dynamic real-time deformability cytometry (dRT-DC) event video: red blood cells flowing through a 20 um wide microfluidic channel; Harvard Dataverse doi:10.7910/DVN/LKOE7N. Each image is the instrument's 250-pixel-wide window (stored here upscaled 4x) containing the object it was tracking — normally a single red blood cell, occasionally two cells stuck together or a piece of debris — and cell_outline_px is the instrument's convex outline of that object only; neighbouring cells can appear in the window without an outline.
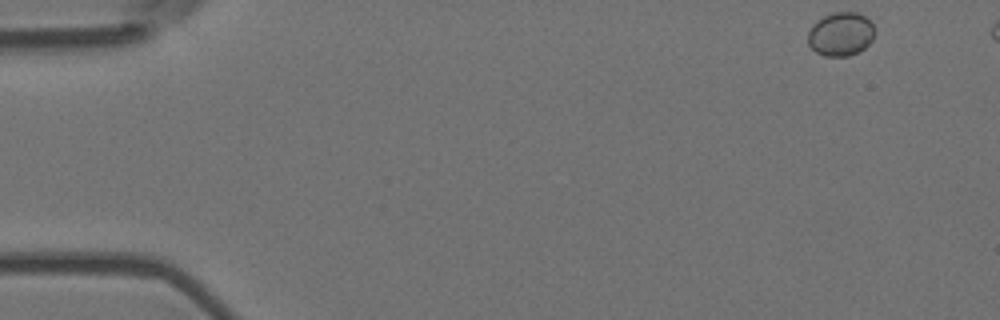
{"species": "Egyptian fruit bat (a non-hibernating species)", "species_latin": "Rousettus aegyptiacus", "temperature_condition": "room temperature", "stored_images_in_passage": 49, "camera_frame_rate_fps": 3000, "um_per_image_px": 0.085, "animal": {"sex": "female"}, "frame": {"image": 1, "passage_image": 1, "time_ms": 0.0, "image_size_px": [1000, 320], "cell_outline_px": [[876, 32], [872, 40], [860, 52], [848, 56], [824, 56], [816, 52], [808, 44], [808, 32], [812, 24], [816, 20], [832, 12], [856, 12], [864, 16], [872, 24]], "centroid_in_image_um": [71.46, 2.9], "position_along_channel_um": 13.5, "area_um2": 17.17}}
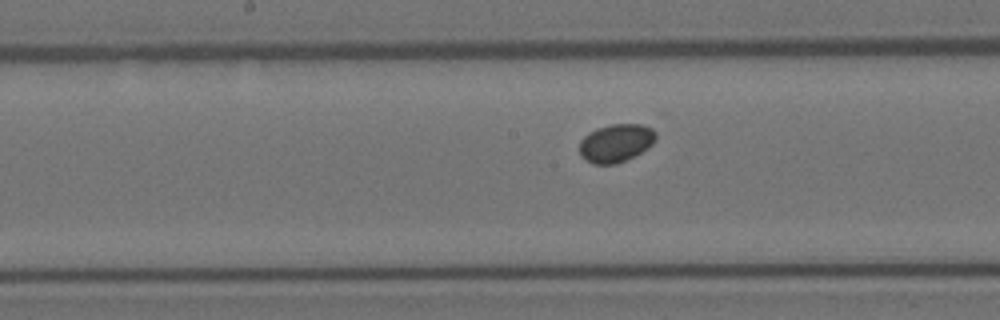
{"frame": {"image": 2, "passage_image": 26, "time_ms": 8.333, "image_size_px": [1000, 320], "cell_outline_px": [[656, 140], [648, 148], [616, 164], [592, 164], [580, 156], [580, 140], [588, 132], [596, 128], [612, 124], [644, 124], [652, 128], [656, 132]], "centroid_in_image_um": [52.35, 12.14], "position_along_channel_um": 195.9, "area_um2": 17.05}}
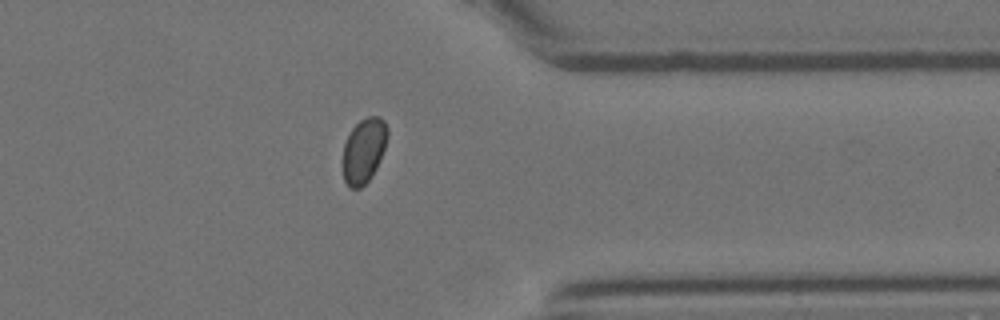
{"frame": {"image": 3, "passage_image": 42, "time_ms": 13.667, "image_size_px": [1000, 320], "cell_outline_px": [[388, 136], [380, 160], [372, 176], [360, 188], [348, 188], [344, 180], [344, 144], [352, 128], [360, 120], [368, 116], [380, 116], [384, 120], [388, 128]], "centroid_in_image_um": [30.95, 12.78], "position_along_channel_um": 380.5, "area_um2": 16.76}}